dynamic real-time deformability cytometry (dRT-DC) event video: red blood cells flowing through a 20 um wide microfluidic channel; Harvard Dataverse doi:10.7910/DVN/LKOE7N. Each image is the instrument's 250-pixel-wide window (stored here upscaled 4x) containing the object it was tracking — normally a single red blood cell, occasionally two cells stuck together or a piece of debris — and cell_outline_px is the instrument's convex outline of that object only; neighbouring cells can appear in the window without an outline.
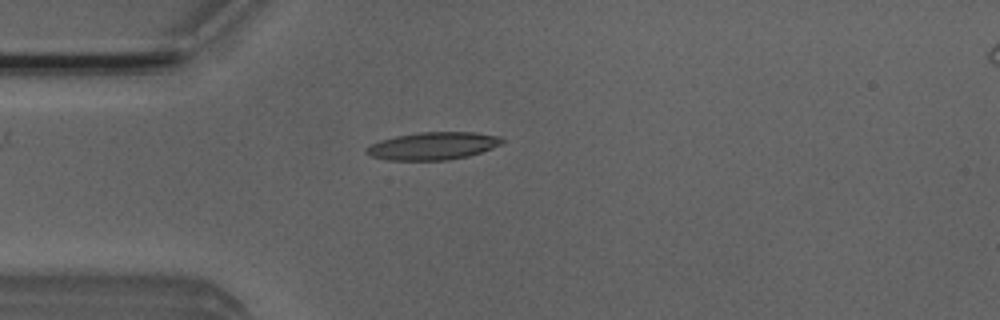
{"species": "Egyptian fruit bat (a non-hibernating species)", "species_latin": "Rousettus aegyptiacus", "temperature_condition": "room temperature", "stored_images_in_passage": 2, "camera_frame_rate_fps": 3000, "um_per_image_px": 0.085, "animal": {"sex": "male"}, "frame": {"image": 1, "passage_image": 1, "time_ms": 0.0, "image_size_px": [1000, 320], "cell_outline_px": [[504, 140], [500, 144], [492, 148], [468, 156], [448, 160], [388, 160], [368, 156], [364, 152], [364, 148], [380, 140], [396, 136], [420, 132], [476, 132], [500, 136]], "centroid_in_image_um": [36.76, 12.4], "position_along_channel_um": 48.2, "area_um2": 21.91}}